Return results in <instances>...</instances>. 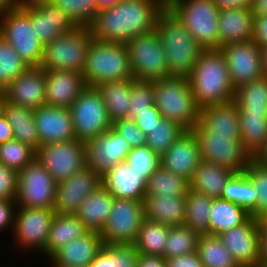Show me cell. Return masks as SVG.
Instances as JSON below:
<instances>
[{
	"label": "cell",
	"instance_id": "cell-1",
	"mask_svg": "<svg viewBox=\"0 0 267 267\" xmlns=\"http://www.w3.org/2000/svg\"><path fill=\"white\" fill-rule=\"evenodd\" d=\"M166 0H119L100 9L90 26L94 39L126 44L132 38L155 29Z\"/></svg>",
	"mask_w": 267,
	"mask_h": 267
},
{
	"label": "cell",
	"instance_id": "cell-2",
	"mask_svg": "<svg viewBox=\"0 0 267 267\" xmlns=\"http://www.w3.org/2000/svg\"><path fill=\"white\" fill-rule=\"evenodd\" d=\"M187 77L194 100L200 109L234 101L235 88L220 49L203 50Z\"/></svg>",
	"mask_w": 267,
	"mask_h": 267
},
{
	"label": "cell",
	"instance_id": "cell-3",
	"mask_svg": "<svg viewBox=\"0 0 267 267\" xmlns=\"http://www.w3.org/2000/svg\"><path fill=\"white\" fill-rule=\"evenodd\" d=\"M157 31L172 76H188L204 50L185 26L165 8L159 15Z\"/></svg>",
	"mask_w": 267,
	"mask_h": 267
},
{
	"label": "cell",
	"instance_id": "cell-4",
	"mask_svg": "<svg viewBox=\"0 0 267 267\" xmlns=\"http://www.w3.org/2000/svg\"><path fill=\"white\" fill-rule=\"evenodd\" d=\"M154 104L162 117L184 130H192L199 121L200 108L194 100L187 76H170L153 81Z\"/></svg>",
	"mask_w": 267,
	"mask_h": 267
},
{
	"label": "cell",
	"instance_id": "cell-5",
	"mask_svg": "<svg viewBox=\"0 0 267 267\" xmlns=\"http://www.w3.org/2000/svg\"><path fill=\"white\" fill-rule=\"evenodd\" d=\"M82 74L88 87L108 81L132 80L126 44L93 39Z\"/></svg>",
	"mask_w": 267,
	"mask_h": 267
},
{
	"label": "cell",
	"instance_id": "cell-6",
	"mask_svg": "<svg viewBox=\"0 0 267 267\" xmlns=\"http://www.w3.org/2000/svg\"><path fill=\"white\" fill-rule=\"evenodd\" d=\"M166 8L204 50L219 49V10L213 0H166Z\"/></svg>",
	"mask_w": 267,
	"mask_h": 267
},
{
	"label": "cell",
	"instance_id": "cell-7",
	"mask_svg": "<svg viewBox=\"0 0 267 267\" xmlns=\"http://www.w3.org/2000/svg\"><path fill=\"white\" fill-rule=\"evenodd\" d=\"M90 27H76L44 45L41 67L83 73L87 53L93 40Z\"/></svg>",
	"mask_w": 267,
	"mask_h": 267
},
{
	"label": "cell",
	"instance_id": "cell-8",
	"mask_svg": "<svg viewBox=\"0 0 267 267\" xmlns=\"http://www.w3.org/2000/svg\"><path fill=\"white\" fill-rule=\"evenodd\" d=\"M198 141L201 160L244 172L252 157L245 151L241 141L234 134H215L208 131L199 121L192 129Z\"/></svg>",
	"mask_w": 267,
	"mask_h": 267
},
{
	"label": "cell",
	"instance_id": "cell-9",
	"mask_svg": "<svg viewBox=\"0 0 267 267\" xmlns=\"http://www.w3.org/2000/svg\"><path fill=\"white\" fill-rule=\"evenodd\" d=\"M0 36L30 67L41 66L44 45L21 6L0 13Z\"/></svg>",
	"mask_w": 267,
	"mask_h": 267
},
{
	"label": "cell",
	"instance_id": "cell-10",
	"mask_svg": "<svg viewBox=\"0 0 267 267\" xmlns=\"http://www.w3.org/2000/svg\"><path fill=\"white\" fill-rule=\"evenodd\" d=\"M132 76L135 80L154 81L172 76L168 71L161 39L154 29L126 43Z\"/></svg>",
	"mask_w": 267,
	"mask_h": 267
},
{
	"label": "cell",
	"instance_id": "cell-11",
	"mask_svg": "<svg viewBox=\"0 0 267 267\" xmlns=\"http://www.w3.org/2000/svg\"><path fill=\"white\" fill-rule=\"evenodd\" d=\"M76 139L86 142L112 125L103 98L96 87H86L69 108Z\"/></svg>",
	"mask_w": 267,
	"mask_h": 267
},
{
	"label": "cell",
	"instance_id": "cell-12",
	"mask_svg": "<svg viewBox=\"0 0 267 267\" xmlns=\"http://www.w3.org/2000/svg\"><path fill=\"white\" fill-rule=\"evenodd\" d=\"M57 182L35 158L18 172L17 206L54 209Z\"/></svg>",
	"mask_w": 267,
	"mask_h": 267
},
{
	"label": "cell",
	"instance_id": "cell-13",
	"mask_svg": "<svg viewBox=\"0 0 267 267\" xmlns=\"http://www.w3.org/2000/svg\"><path fill=\"white\" fill-rule=\"evenodd\" d=\"M144 219V200L114 198L106 225L100 232L103 243L134 244Z\"/></svg>",
	"mask_w": 267,
	"mask_h": 267
},
{
	"label": "cell",
	"instance_id": "cell-14",
	"mask_svg": "<svg viewBox=\"0 0 267 267\" xmlns=\"http://www.w3.org/2000/svg\"><path fill=\"white\" fill-rule=\"evenodd\" d=\"M54 215L53 209L17 206L14 229L10 235L13 236L15 248L19 247L17 248L19 251L24 249L25 253L28 251L36 253L37 251L43 257V250Z\"/></svg>",
	"mask_w": 267,
	"mask_h": 267
},
{
	"label": "cell",
	"instance_id": "cell-15",
	"mask_svg": "<svg viewBox=\"0 0 267 267\" xmlns=\"http://www.w3.org/2000/svg\"><path fill=\"white\" fill-rule=\"evenodd\" d=\"M36 159L59 183L86 166V145L77 139L40 145Z\"/></svg>",
	"mask_w": 267,
	"mask_h": 267
},
{
	"label": "cell",
	"instance_id": "cell-16",
	"mask_svg": "<svg viewBox=\"0 0 267 267\" xmlns=\"http://www.w3.org/2000/svg\"><path fill=\"white\" fill-rule=\"evenodd\" d=\"M240 267H259L263 264L257 218L251 216L242 225L218 235Z\"/></svg>",
	"mask_w": 267,
	"mask_h": 267
},
{
	"label": "cell",
	"instance_id": "cell-17",
	"mask_svg": "<svg viewBox=\"0 0 267 267\" xmlns=\"http://www.w3.org/2000/svg\"><path fill=\"white\" fill-rule=\"evenodd\" d=\"M219 49L224 54L235 89L263 76L261 48L253 40L227 44Z\"/></svg>",
	"mask_w": 267,
	"mask_h": 267
},
{
	"label": "cell",
	"instance_id": "cell-18",
	"mask_svg": "<svg viewBox=\"0 0 267 267\" xmlns=\"http://www.w3.org/2000/svg\"><path fill=\"white\" fill-rule=\"evenodd\" d=\"M20 6L30 15L31 24L43 45L77 27L49 0H24Z\"/></svg>",
	"mask_w": 267,
	"mask_h": 267
},
{
	"label": "cell",
	"instance_id": "cell-19",
	"mask_svg": "<svg viewBox=\"0 0 267 267\" xmlns=\"http://www.w3.org/2000/svg\"><path fill=\"white\" fill-rule=\"evenodd\" d=\"M86 166L101 177L114 165L124 162L132 147L110 127L106 132L85 142Z\"/></svg>",
	"mask_w": 267,
	"mask_h": 267
},
{
	"label": "cell",
	"instance_id": "cell-20",
	"mask_svg": "<svg viewBox=\"0 0 267 267\" xmlns=\"http://www.w3.org/2000/svg\"><path fill=\"white\" fill-rule=\"evenodd\" d=\"M100 186L101 176L87 166L57 183L54 214H76L83 199Z\"/></svg>",
	"mask_w": 267,
	"mask_h": 267
},
{
	"label": "cell",
	"instance_id": "cell-21",
	"mask_svg": "<svg viewBox=\"0 0 267 267\" xmlns=\"http://www.w3.org/2000/svg\"><path fill=\"white\" fill-rule=\"evenodd\" d=\"M46 71L41 67H29L1 92L3 99L13 105L32 110L46 105Z\"/></svg>",
	"mask_w": 267,
	"mask_h": 267
},
{
	"label": "cell",
	"instance_id": "cell-22",
	"mask_svg": "<svg viewBox=\"0 0 267 267\" xmlns=\"http://www.w3.org/2000/svg\"><path fill=\"white\" fill-rule=\"evenodd\" d=\"M33 116L40 145L76 139L69 109L43 105L33 110Z\"/></svg>",
	"mask_w": 267,
	"mask_h": 267
},
{
	"label": "cell",
	"instance_id": "cell-23",
	"mask_svg": "<svg viewBox=\"0 0 267 267\" xmlns=\"http://www.w3.org/2000/svg\"><path fill=\"white\" fill-rule=\"evenodd\" d=\"M201 162L200 149L192 130H185L161 156V166L191 181Z\"/></svg>",
	"mask_w": 267,
	"mask_h": 267
},
{
	"label": "cell",
	"instance_id": "cell-24",
	"mask_svg": "<svg viewBox=\"0 0 267 267\" xmlns=\"http://www.w3.org/2000/svg\"><path fill=\"white\" fill-rule=\"evenodd\" d=\"M46 71V105L69 109L87 87L82 73L61 70Z\"/></svg>",
	"mask_w": 267,
	"mask_h": 267
},
{
	"label": "cell",
	"instance_id": "cell-25",
	"mask_svg": "<svg viewBox=\"0 0 267 267\" xmlns=\"http://www.w3.org/2000/svg\"><path fill=\"white\" fill-rule=\"evenodd\" d=\"M103 245L100 233L88 231L58 249L47 261L50 266L89 267Z\"/></svg>",
	"mask_w": 267,
	"mask_h": 267
},
{
	"label": "cell",
	"instance_id": "cell-26",
	"mask_svg": "<svg viewBox=\"0 0 267 267\" xmlns=\"http://www.w3.org/2000/svg\"><path fill=\"white\" fill-rule=\"evenodd\" d=\"M102 186L114 198L145 200L147 182L124 161L117 163L101 177Z\"/></svg>",
	"mask_w": 267,
	"mask_h": 267
},
{
	"label": "cell",
	"instance_id": "cell-27",
	"mask_svg": "<svg viewBox=\"0 0 267 267\" xmlns=\"http://www.w3.org/2000/svg\"><path fill=\"white\" fill-rule=\"evenodd\" d=\"M254 15L248 9L219 10V48L238 42L253 40Z\"/></svg>",
	"mask_w": 267,
	"mask_h": 267
},
{
	"label": "cell",
	"instance_id": "cell-28",
	"mask_svg": "<svg viewBox=\"0 0 267 267\" xmlns=\"http://www.w3.org/2000/svg\"><path fill=\"white\" fill-rule=\"evenodd\" d=\"M145 218L174 227L184 225L186 196H145Z\"/></svg>",
	"mask_w": 267,
	"mask_h": 267
},
{
	"label": "cell",
	"instance_id": "cell-29",
	"mask_svg": "<svg viewBox=\"0 0 267 267\" xmlns=\"http://www.w3.org/2000/svg\"><path fill=\"white\" fill-rule=\"evenodd\" d=\"M113 199V195L100 186L83 199L75 215L88 231L100 233L108 220Z\"/></svg>",
	"mask_w": 267,
	"mask_h": 267
},
{
	"label": "cell",
	"instance_id": "cell-30",
	"mask_svg": "<svg viewBox=\"0 0 267 267\" xmlns=\"http://www.w3.org/2000/svg\"><path fill=\"white\" fill-rule=\"evenodd\" d=\"M87 232L83 222L75 214H55L43 250L45 260L49 259L58 249L73 239L82 237Z\"/></svg>",
	"mask_w": 267,
	"mask_h": 267
},
{
	"label": "cell",
	"instance_id": "cell-31",
	"mask_svg": "<svg viewBox=\"0 0 267 267\" xmlns=\"http://www.w3.org/2000/svg\"><path fill=\"white\" fill-rule=\"evenodd\" d=\"M199 122L215 134H234L240 138L238 106L234 101L201 108Z\"/></svg>",
	"mask_w": 267,
	"mask_h": 267
},
{
	"label": "cell",
	"instance_id": "cell-32",
	"mask_svg": "<svg viewBox=\"0 0 267 267\" xmlns=\"http://www.w3.org/2000/svg\"><path fill=\"white\" fill-rule=\"evenodd\" d=\"M234 174L230 169L201 160L189 182V189L212 198H221L226 183Z\"/></svg>",
	"mask_w": 267,
	"mask_h": 267
},
{
	"label": "cell",
	"instance_id": "cell-33",
	"mask_svg": "<svg viewBox=\"0 0 267 267\" xmlns=\"http://www.w3.org/2000/svg\"><path fill=\"white\" fill-rule=\"evenodd\" d=\"M1 112L13 129L14 139L29 145L35 151L40 147L33 110L13 105L3 99Z\"/></svg>",
	"mask_w": 267,
	"mask_h": 267
},
{
	"label": "cell",
	"instance_id": "cell-34",
	"mask_svg": "<svg viewBox=\"0 0 267 267\" xmlns=\"http://www.w3.org/2000/svg\"><path fill=\"white\" fill-rule=\"evenodd\" d=\"M107 108L111 123L128 118L132 80L108 81L96 86Z\"/></svg>",
	"mask_w": 267,
	"mask_h": 267
},
{
	"label": "cell",
	"instance_id": "cell-35",
	"mask_svg": "<svg viewBox=\"0 0 267 267\" xmlns=\"http://www.w3.org/2000/svg\"><path fill=\"white\" fill-rule=\"evenodd\" d=\"M251 217L243 207L222 198H214L210 213L209 234L219 235L242 225Z\"/></svg>",
	"mask_w": 267,
	"mask_h": 267
},
{
	"label": "cell",
	"instance_id": "cell-36",
	"mask_svg": "<svg viewBox=\"0 0 267 267\" xmlns=\"http://www.w3.org/2000/svg\"><path fill=\"white\" fill-rule=\"evenodd\" d=\"M241 145L254 159L267 141V114H238Z\"/></svg>",
	"mask_w": 267,
	"mask_h": 267
},
{
	"label": "cell",
	"instance_id": "cell-37",
	"mask_svg": "<svg viewBox=\"0 0 267 267\" xmlns=\"http://www.w3.org/2000/svg\"><path fill=\"white\" fill-rule=\"evenodd\" d=\"M234 102L238 114H267V77L262 76L235 89Z\"/></svg>",
	"mask_w": 267,
	"mask_h": 267
},
{
	"label": "cell",
	"instance_id": "cell-38",
	"mask_svg": "<svg viewBox=\"0 0 267 267\" xmlns=\"http://www.w3.org/2000/svg\"><path fill=\"white\" fill-rule=\"evenodd\" d=\"M170 226L144 219L133 244L139 254L164 257Z\"/></svg>",
	"mask_w": 267,
	"mask_h": 267
},
{
	"label": "cell",
	"instance_id": "cell-39",
	"mask_svg": "<svg viewBox=\"0 0 267 267\" xmlns=\"http://www.w3.org/2000/svg\"><path fill=\"white\" fill-rule=\"evenodd\" d=\"M212 197L188 189L184 225L199 234H209Z\"/></svg>",
	"mask_w": 267,
	"mask_h": 267
},
{
	"label": "cell",
	"instance_id": "cell-40",
	"mask_svg": "<svg viewBox=\"0 0 267 267\" xmlns=\"http://www.w3.org/2000/svg\"><path fill=\"white\" fill-rule=\"evenodd\" d=\"M197 252L204 267H240L218 235L200 234Z\"/></svg>",
	"mask_w": 267,
	"mask_h": 267
},
{
	"label": "cell",
	"instance_id": "cell-41",
	"mask_svg": "<svg viewBox=\"0 0 267 267\" xmlns=\"http://www.w3.org/2000/svg\"><path fill=\"white\" fill-rule=\"evenodd\" d=\"M188 189L187 180L160 165L149 177L145 196H186Z\"/></svg>",
	"mask_w": 267,
	"mask_h": 267
},
{
	"label": "cell",
	"instance_id": "cell-42",
	"mask_svg": "<svg viewBox=\"0 0 267 267\" xmlns=\"http://www.w3.org/2000/svg\"><path fill=\"white\" fill-rule=\"evenodd\" d=\"M221 198L243 207L249 213L257 204V195L254 186L244 172L235 173L228 180Z\"/></svg>",
	"mask_w": 267,
	"mask_h": 267
},
{
	"label": "cell",
	"instance_id": "cell-43",
	"mask_svg": "<svg viewBox=\"0 0 267 267\" xmlns=\"http://www.w3.org/2000/svg\"><path fill=\"white\" fill-rule=\"evenodd\" d=\"M200 234L186 225L169 228L164 258L169 259L197 251Z\"/></svg>",
	"mask_w": 267,
	"mask_h": 267
},
{
	"label": "cell",
	"instance_id": "cell-44",
	"mask_svg": "<svg viewBox=\"0 0 267 267\" xmlns=\"http://www.w3.org/2000/svg\"><path fill=\"white\" fill-rule=\"evenodd\" d=\"M184 131L175 122L162 118L146 134V145L161 157Z\"/></svg>",
	"mask_w": 267,
	"mask_h": 267
},
{
	"label": "cell",
	"instance_id": "cell-45",
	"mask_svg": "<svg viewBox=\"0 0 267 267\" xmlns=\"http://www.w3.org/2000/svg\"><path fill=\"white\" fill-rule=\"evenodd\" d=\"M29 67L8 42L0 36V93Z\"/></svg>",
	"mask_w": 267,
	"mask_h": 267
},
{
	"label": "cell",
	"instance_id": "cell-46",
	"mask_svg": "<svg viewBox=\"0 0 267 267\" xmlns=\"http://www.w3.org/2000/svg\"><path fill=\"white\" fill-rule=\"evenodd\" d=\"M72 20L77 27H90L96 19V0H49Z\"/></svg>",
	"mask_w": 267,
	"mask_h": 267
},
{
	"label": "cell",
	"instance_id": "cell-47",
	"mask_svg": "<svg viewBox=\"0 0 267 267\" xmlns=\"http://www.w3.org/2000/svg\"><path fill=\"white\" fill-rule=\"evenodd\" d=\"M36 158V151L29 145L12 139L0 144V163L17 173Z\"/></svg>",
	"mask_w": 267,
	"mask_h": 267
},
{
	"label": "cell",
	"instance_id": "cell-48",
	"mask_svg": "<svg viewBox=\"0 0 267 267\" xmlns=\"http://www.w3.org/2000/svg\"><path fill=\"white\" fill-rule=\"evenodd\" d=\"M244 173L252 182L257 195L256 207L250 212V215L259 218L267 211V167L252 159Z\"/></svg>",
	"mask_w": 267,
	"mask_h": 267
},
{
	"label": "cell",
	"instance_id": "cell-49",
	"mask_svg": "<svg viewBox=\"0 0 267 267\" xmlns=\"http://www.w3.org/2000/svg\"><path fill=\"white\" fill-rule=\"evenodd\" d=\"M125 162L148 182L149 177L161 165V157L144 145L132 148Z\"/></svg>",
	"mask_w": 267,
	"mask_h": 267
},
{
	"label": "cell",
	"instance_id": "cell-50",
	"mask_svg": "<svg viewBox=\"0 0 267 267\" xmlns=\"http://www.w3.org/2000/svg\"><path fill=\"white\" fill-rule=\"evenodd\" d=\"M153 81L132 79V92L128 118L135 120L138 113L151 111L153 100Z\"/></svg>",
	"mask_w": 267,
	"mask_h": 267
},
{
	"label": "cell",
	"instance_id": "cell-51",
	"mask_svg": "<svg viewBox=\"0 0 267 267\" xmlns=\"http://www.w3.org/2000/svg\"><path fill=\"white\" fill-rule=\"evenodd\" d=\"M111 127L122 135L132 148L146 145V134L137 127L134 120L119 119L113 122Z\"/></svg>",
	"mask_w": 267,
	"mask_h": 267
},
{
	"label": "cell",
	"instance_id": "cell-52",
	"mask_svg": "<svg viewBox=\"0 0 267 267\" xmlns=\"http://www.w3.org/2000/svg\"><path fill=\"white\" fill-rule=\"evenodd\" d=\"M138 255L133 244H111V267H137Z\"/></svg>",
	"mask_w": 267,
	"mask_h": 267
},
{
	"label": "cell",
	"instance_id": "cell-53",
	"mask_svg": "<svg viewBox=\"0 0 267 267\" xmlns=\"http://www.w3.org/2000/svg\"><path fill=\"white\" fill-rule=\"evenodd\" d=\"M18 173L0 163V200L16 199Z\"/></svg>",
	"mask_w": 267,
	"mask_h": 267
},
{
	"label": "cell",
	"instance_id": "cell-54",
	"mask_svg": "<svg viewBox=\"0 0 267 267\" xmlns=\"http://www.w3.org/2000/svg\"><path fill=\"white\" fill-rule=\"evenodd\" d=\"M16 208V199L0 200V233L7 232L8 230L12 234Z\"/></svg>",
	"mask_w": 267,
	"mask_h": 267
},
{
	"label": "cell",
	"instance_id": "cell-55",
	"mask_svg": "<svg viewBox=\"0 0 267 267\" xmlns=\"http://www.w3.org/2000/svg\"><path fill=\"white\" fill-rule=\"evenodd\" d=\"M162 115L153 103L151 105V111H143L138 113L137 119H135V124L144 134H148L149 131L157 124L158 121L162 119Z\"/></svg>",
	"mask_w": 267,
	"mask_h": 267
},
{
	"label": "cell",
	"instance_id": "cell-56",
	"mask_svg": "<svg viewBox=\"0 0 267 267\" xmlns=\"http://www.w3.org/2000/svg\"><path fill=\"white\" fill-rule=\"evenodd\" d=\"M167 267H204L198 252L166 259Z\"/></svg>",
	"mask_w": 267,
	"mask_h": 267
},
{
	"label": "cell",
	"instance_id": "cell-57",
	"mask_svg": "<svg viewBox=\"0 0 267 267\" xmlns=\"http://www.w3.org/2000/svg\"><path fill=\"white\" fill-rule=\"evenodd\" d=\"M253 41L260 48L267 46V15L254 17Z\"/></svg>",
	"mask_w": 267,
	"mask_h": 267
},
{
	"label": "cell",
	"instance_id": "cell-58",
	"mask_svg": "<svg viewBox=\"0 0 267 267\" xmlns=\"http://www.w3.org/2000/svg\"><path fill=\"white\" fill-rule=\"evenodd\" d=\"M89 267H111V244H104Z\"/></svg>",
	"mask_w": 267,
	"mask_h": 267
},
{
	"label": "cell",
	"instance_id": "cell-59",
	"mask_svg": "<svg viewBox=\"0 0 267 267\" xmlns=\"http://www.w3.org/2000/svg\"><path fill=\"white\" fill-rule=\"evenodd\" d=\"M218 10L252 8L253 0H213Z\"/></svg>",
	"mask_w": 267,
	"mask_h": 267
},
{
	"label": "cell",
	"instance_id": "cell-60",
	"mask_svg": "<svg viewBox=\"0 0 267 267\" xmlns=\"http://www.w3.org/2000/svg\"><path fill=\"white\" fill-rule=\"evenodd\" d=\"M137 267H167V264L164 257L139 254Z\"/></svg>",
	"mask_w": 267,
	"mask_h": 267
},
{
	"label": "cell",
	"instance_id": "cell-61",
	"mask_svg": "<svg viewBox=\"0 0 267 267\" xmlns=\"http://www.w3.org/2000/svg\"><path fill=\"white\" fill-rule=\"evenodd\" d=\"M260 235V249L263 264H267V223H264L260 218H257Z\"/></svg>",
	"mask_w": 267,
	"mask_h": 267
},
{
	"label": "cell",
	"instance_id": "cell-62",
	"mask_svg": "<svg viewBox=\"0 0 267 267\" xmlns=\"http://www.w3.org/2000/svg\"><path fill=\"white\" fill-rule=\"evenodd\" d=\"M12 139H14L13 129L4 114L0 112V144Z\"/></svg>",
	"mask_w": 267,
	"mask_h": 267
},
{
	"label": "cell",
	"instance_id": "cell-63",
	"mask_svg": "<svg viewBox=\"0 0 267 267\" xmlns=\"http://www.w3.org/2000/svg\"><path fill=\"white\" fill-rule=\"evenodd\" d=\"M251 11L254 17L267 15V0H253Z\"/></svg>",
	"mask_w": 267,
	"mask_h": 267
},
{
	"label": "cell",
	"instance_id": "cell-64",
	"mask_svg": "<svg viewBox=\"0 0 267 267\" xmlns=\"http://www.w3.org/2000/svg\"><path fill=\"white\" fill-rule=\"evenodd\" d=\"M24 0H0V13L19 7Z\"/></svg>",
	"mask_w": 267,
	"mask_h": 267
},
{
	"label": "cell",
	"instance_id": "cell-65",
	"mask_svg": "<svg viewBox=\"0 0 267 267\" xmlns=\"http://www.w3.org/2000/svg\"><path fill=\"white\" fill-rule=\"evenodd\" d=\"M254 160H256L259 164L267 167V141L264 148L258 153Z\"/></svg>",
	"mask_w": 267,
	"mask_h": 267
},
{
	"label": "cell",
	"instance_id": "cell-66",
	"mask_svg": "<svg viewBox=\"0 0 267 267\" xmlns=\"http://www.w3.org/2000/svg\"><path fill=\"white\" fill-rule=\"evenodd\" d=\"M261 64L263 76L267 77V46L261 47Z\"/></svg>",
	"mask_w": 267,
	"mask_h": 267
},
{
	"label": "cell",
	"instance_id": "cell-67",
	"mask_svg": "<svg viewBox=\"0 0 267 267\" xmlns=\"http://www.w3.org/2000/svg\"><path fill=\"white\" fill-rule=\"evenodd\" d=\"M119 0H96L98 10L113 6Z\"/></svg>",
	"mask_w": 267,
	"mask_h": 267
},
{
	"label": "cell",
	"instance_id": "cell-68",
	"mask_svg": "<svg viewBox=\"0 0 267 267\" xmlns=\"http://www.w3.org/2000/svg\"><path fill=\"white\" fill-rule=\"evenodd\" d=\"M264 223H267V211L259 217Z\"/></svg>",
	"mask_w": 267,
	"mask_h": 267
},
{
	"label": "cell",
	"instance_id": "cell-69",
	"mask_svg": "<svg viewBox=\"0 0 267 267\" xmlns=\"http://www.w3.org/2000/svg\"><path fill=\"white\" fill-rule=\"evenodd\" d=\"M2 101H3V96H2V94L0 93V112H1V108H2Z\"/></svg>",
	"mask_w": 267,
	"mask_h": 267
},
{
	"label": "cell",
	"instance_id": "cell-70",
	"mask_svg": "<svg viewBox=\"0 0 267 267\" xmlns=\"http://www.w3.org/2000/svg\"><path fill=\"white\" fill-rule=\"evenodd\" d=\"M259 267H267V264H262Z\"/></svg>",
	"mask_w": 267,
	"mask_h": 267
}]
</instances>
